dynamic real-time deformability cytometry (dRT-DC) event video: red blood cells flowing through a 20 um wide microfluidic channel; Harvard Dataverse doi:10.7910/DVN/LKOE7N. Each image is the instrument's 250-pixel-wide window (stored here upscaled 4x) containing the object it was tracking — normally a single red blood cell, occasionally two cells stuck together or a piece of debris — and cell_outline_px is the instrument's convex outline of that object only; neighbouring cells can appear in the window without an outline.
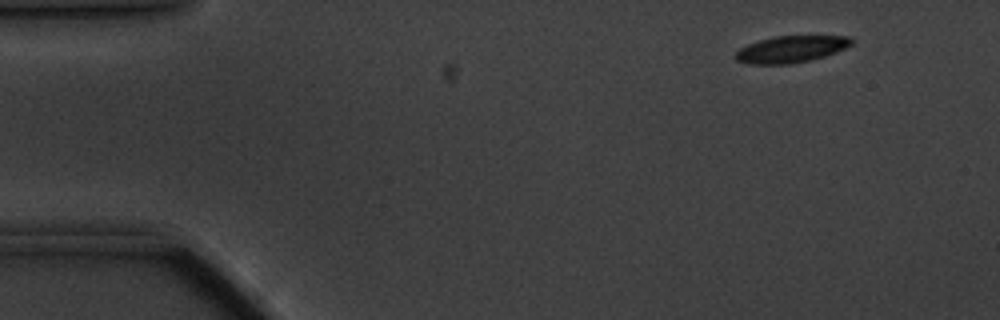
{"species": "common noctule bat (a hibernating species)", "species_latin": "Nyctalus noctula", "temperature_condition": "cold", "stored_images_in_passage": 53, "camera_frame_rate_fps": 3000, "um_per_image_px": 0.085, "animal": {"sex": "male", "body_mass_g": 20.1, "forearm_length_mm": 53.5}, "frame": {"image": 1, "passage_image": 1, "time_ms": 0.0, "image_size_px": [1000, 320], "cell_outline_px": [[856, 40], [852, 44], [836, 52], [824, 56], [808, 60], [788, 64], [748, 64], [736, 60], [736, 52], [740, 48], [748, 44], [772, 36], [852, 36]], "centroid_in_image_um": [67.26, 4.17], "position_along_channel_um": 17.7, "area_um2": 18.03}}
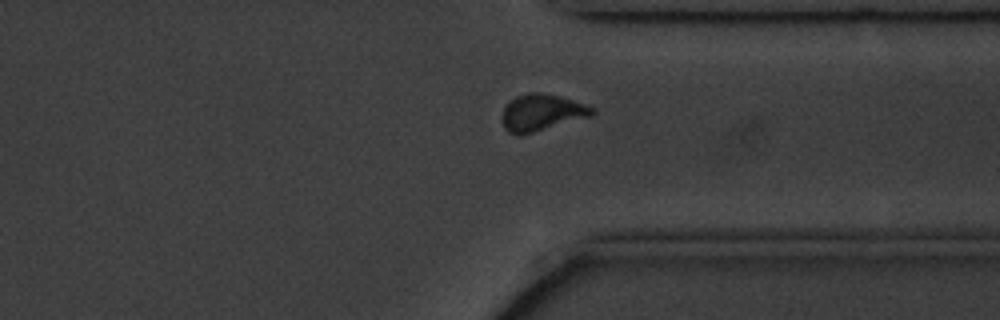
{"frame": {"image": 2, "passage_image": 39, "time_ms": 12.667, "image_size_px": [1000, 320], "cell_outline_px": [[596, 112], [592, 116], [520, 136], [516, 136], [508, 132], [504, 128], [504, 108], [508, 100], [516, 96], [528, 92], [540, 92], [560, 96], [596, 108]], "centroid_in_image_um": [46.05, 9.57], "position_along_channel_um": 365.3, "area_um2": 19.36}}
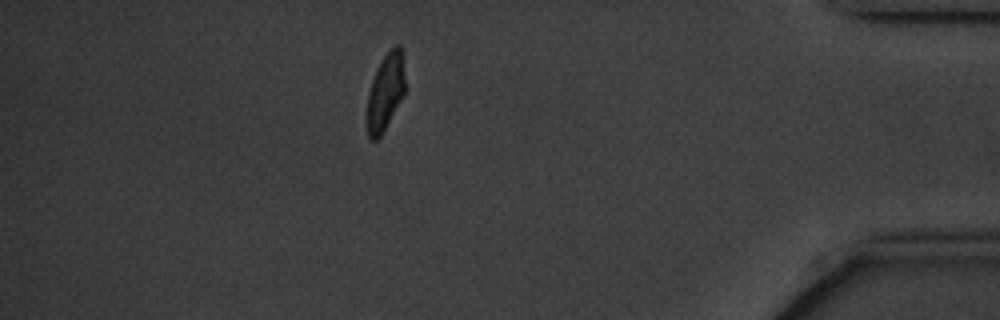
{"frame": {"image": 3, "passage_image": 46, "time_ms": 15.0, "image_size_px": [1000, 320], "cell_outline_px": [[404, 96], [380, 136], [376, 140], [368, 140], [368, 92], [376, 68], [380, 60], [396, 44], [400, 44], [404, 76]], "centroid_in_image_um": [32.76, 7.81], "position_along_channel_um": 402.4, "area_um2": 16.7}, "authors_computed_cell_mechanics": {"area_um2": 18.9584, "velocity_mm_per_s": 3.4384, "shape_relaxation_time_tau1_ms": 3.3555, "shape_relaxation_time_tau2_ms": 2.6045, "deformation_change_tau1": 0.135, "deformation_change_tau2": 0.0647}}